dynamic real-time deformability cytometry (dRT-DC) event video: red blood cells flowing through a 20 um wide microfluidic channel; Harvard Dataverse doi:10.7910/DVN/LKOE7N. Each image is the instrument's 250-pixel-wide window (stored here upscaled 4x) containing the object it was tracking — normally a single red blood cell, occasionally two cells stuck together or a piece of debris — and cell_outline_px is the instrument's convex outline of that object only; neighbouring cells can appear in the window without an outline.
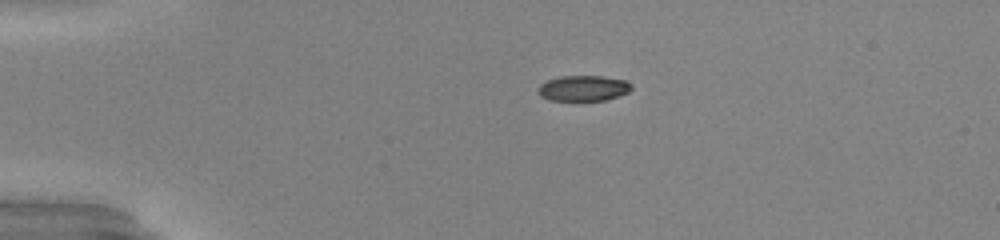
{"species": "common noctule bat (a hibernating species)", "species_latin": "Nyctalus noctula", "temperature_condition": "warm", "stored_images_in_passage": 41, "camera_frame_rate_fps": 3000, "um_per_image_px": 0.085, "animal": {"sex": "male", "body_mass_g": 20.0, "forearm_length_mm": 53.3}, "frame": {"image": 1, "passage_image": 1, "time_ms": 0.0, "image_size_px": [1000, 240], "cell_outline_px": [[632, 88], [628, 92], [604, 100], [548, 100], [540, 96], [536, 88], [540, 84], [548, 80], [560, 76], [604, 76], [624, 80], [632, 84]], "centroid_in_image_um": [49.55, 7.49], "position_along_channel_um": 35.5, "area_um2": 13.87}}
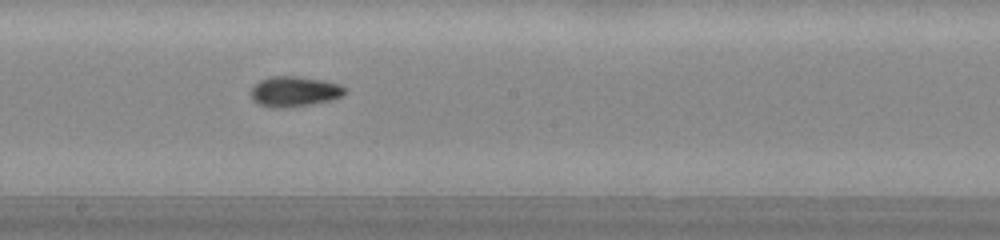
{"frame": {"image": 2, "passage_image": 19, "time_ms": 6.0, "image_size_px": [1000, 240], "cell_outline_px": [[344, 96], [332, 100], [308, 104], [276, 108], [260, 104], [252, 100], [252, 88], [260, 80], [268, 76], [300, 76], [324, 80], [340, 84], [344, 88]], "centroid_in_image_um": [25.04, 7.75], "position_along_channel_um": 223.2, "area_um2": 16.42}}
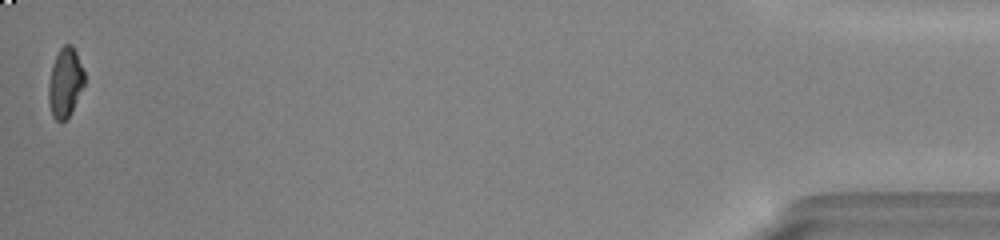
{"frame": {"image": 3, "passage_image": 41, "time_ms": 13.333, "image_size_px": [1000, 240], "cell_outline_px": [[84, 84], [72, 112], [64, 120], [56, 120], [52, 116], [48, 104], [48, 84], [52, 64], [60, 48], [64, 44], [72, 44], [76, 52], [84, 72]], "centroid_in_image_um": [5.52, 7.02], "position_along_channel_um": 429.7, "area_um2": 14.51}, "authors_computed_cell_mechanics": {"area_um2": 15.3748, "velocity_mm_per_s": 4.0231, "shape_relaxation_time_tau1_ms": 9.7476, "shape_relaxation_time_tau2_ms": 2.9632, "deformation_change_tau1": 0.2597, "deformation_change_tau2": 0.073}}